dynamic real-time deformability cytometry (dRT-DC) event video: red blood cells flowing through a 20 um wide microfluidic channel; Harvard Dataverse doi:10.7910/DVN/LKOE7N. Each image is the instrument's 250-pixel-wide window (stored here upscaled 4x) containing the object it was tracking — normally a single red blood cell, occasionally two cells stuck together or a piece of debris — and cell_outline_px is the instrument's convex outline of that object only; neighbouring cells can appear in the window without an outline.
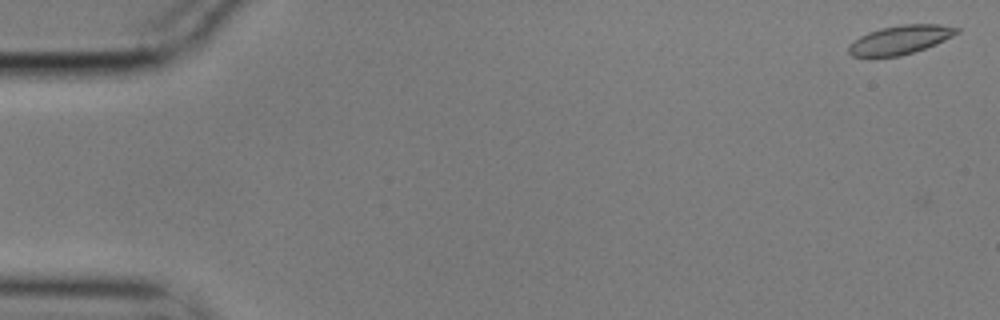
{"species": "common noctule bat (a hibernating species)", "species_latin": "Nyctalus noctula", "temperature_condition": "cold", "stored_images_in_passage": 3, "camera_frame_rate_fps": 3000, "um_per_image_px": 0.085, "animal": {"sex": "male", "body_mass_g": 17.9}, "frame": {"image": 1, "passage_image": 2, "time_ms": 0.333, "image_size_px": [1000, 320], "cell_outline_px": [[960, 32], [936, 44], [900, 56], [852, 56], [848, 52], [848, 44], [860, 36], [868, 32], [880, 28], [900, 24], [940, 24], [960, 28]], "centroid_in_image_um": [76.51, 3.36], "position_along_channel_um": 8.5, "area_um2": 18.09}}